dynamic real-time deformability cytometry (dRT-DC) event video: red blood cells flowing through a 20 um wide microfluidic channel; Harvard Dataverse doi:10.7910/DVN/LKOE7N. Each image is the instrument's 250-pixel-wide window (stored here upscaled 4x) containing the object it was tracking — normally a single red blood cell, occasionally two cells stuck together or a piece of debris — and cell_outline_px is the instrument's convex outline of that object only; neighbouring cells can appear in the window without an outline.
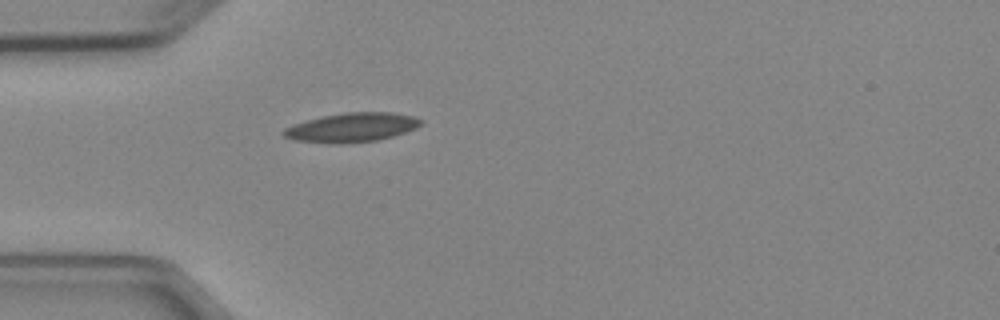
{"species": "Egyptian fruit bat (a non-hibernating species)", "species_latin": "Rousettus aegyptiacus", "temperature_condition": "cold", "stored_images_in_passage": 1, "camera_frame_rate_fps": 3000, "um_per_image_px": 0.085, "animal": {"sex": "female"}, "frame": {"image": 1, "passage_image": 1, "time_ms": 0.0, "image_size_px": [1000, 320], "cell_outline_px": [[424, 120], [416, 128], [380, 140], [340, 144], [332, 144], [296, 140], [284, 136], [280, 132], [284, 128], [292, 124], [324, 116], [344, 112], [392, 112], [412, 116]], "centroid_in_image_um": [29.88, 10.84], "position_along_channel_um": 55.1, "area_um2": 23.35}}